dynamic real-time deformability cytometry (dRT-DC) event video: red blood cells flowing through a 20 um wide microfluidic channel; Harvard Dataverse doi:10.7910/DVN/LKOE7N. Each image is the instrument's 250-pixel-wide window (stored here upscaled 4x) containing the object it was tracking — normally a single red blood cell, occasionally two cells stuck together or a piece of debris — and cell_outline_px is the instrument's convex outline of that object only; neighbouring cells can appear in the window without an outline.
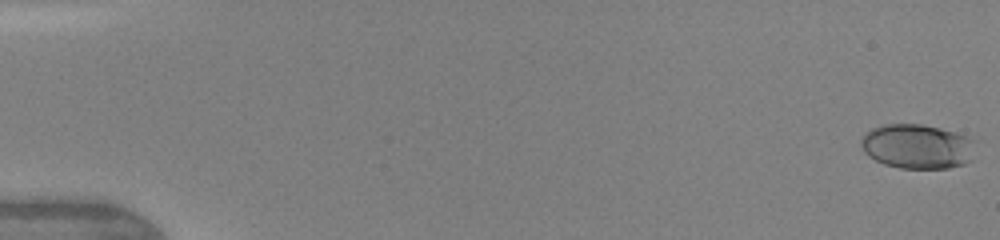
{"species": "human", "species_latin": "Homo sapiens", "temperature_condition": "warm", "stored_images_in_passage": 6, "camera_frame_rate_fps": 3000, "um_per_image_px": 0.085, "donor": {"sex": "female"}, "frame": {"image": 1, "passage_image": 1, "time_ms": 0.0, "image_size_px": [1000, 240], "cell_outline_px": [[976, 140], [972, 160], [964, 164], [948, 168], [900, 168], [884, 164], [868, 156], [864, 152], [860, 144], [860, 140], [872, 128], [884, 124], [920, 124], [940, 128], [956, 132], [968, 136]], "centroid_in_image_um": [78.0, 12.44], "position_along_channel_um": 7.0, "area_um2": 29.94}}
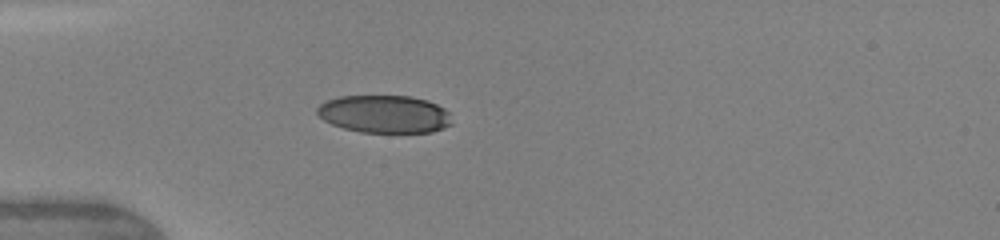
{"frame": {"image": 2, "passage_image": 6, "time_ms": 4.667, "image_size_px": [1000, 240], "cell_outline_px": [[452, 124], [444, 128], [432, 132], [360, 132], [344, 128], [332, 124], [324, 120], [316, 112], [316, 108], [320, 104], [328, 100], [340, 96], [412, 96], [428, 100], [444, 108], [448, 112]], "centroid_in_image_um": [32.69, 9.69], "position_along_channel_um": 52.3, "area_um2": 29.59}}